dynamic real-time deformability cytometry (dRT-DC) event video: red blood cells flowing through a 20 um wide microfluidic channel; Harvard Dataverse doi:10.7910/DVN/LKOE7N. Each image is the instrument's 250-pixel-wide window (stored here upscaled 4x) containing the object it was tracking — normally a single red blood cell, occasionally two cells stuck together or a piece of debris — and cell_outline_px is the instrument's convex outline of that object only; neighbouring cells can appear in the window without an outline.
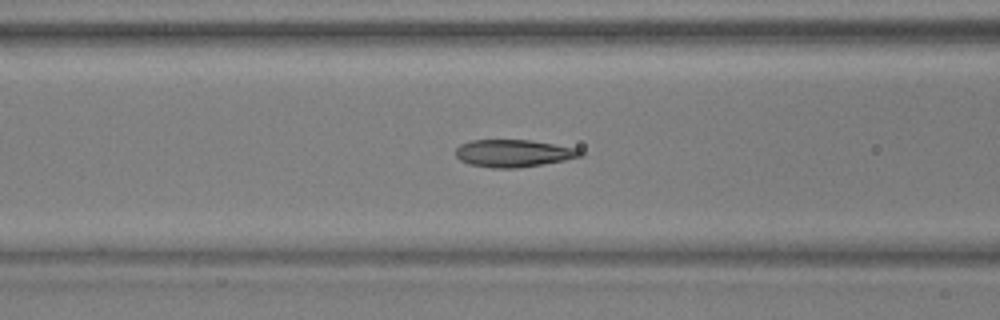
{"species": "common noctule bat (a hibernating species)", "species_latin": "Nyctalus noctula", "temperature_condition": "warm", "stored_images_in_passage": 54, "camera_frame_rate_fps": 3000, "um_per_image_px": 0.085, "animal": {"sex": "male", "body_mass_g": 17.9, "forearm_length_mm": 54.2}, "frame": {"image": 1, "passage_image": 22, "time_ms": 7.0, "image_size_px": [1000, 320], "cell_outline_px": [[584, 156], [544, 164], [516, 168], [492, 168], [468, 164], [460, 160], [456, 156], [456, 148], [460, 144], [472, 140], [532, 140], [576, 148], [584, 152]], "centroid_in_image_um": [43.65, 13.03], "position_along_channel_um": 123.0, "area_um2": 20.0}}
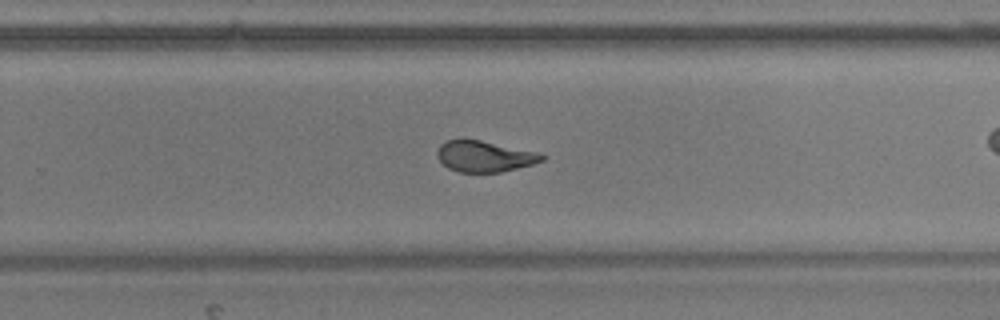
{"frame": {"image": 2, "passage_image": 35, "time_ms": 11.333, "image_size_px": [1000, 320], "cell_outline_px": [[544, 160], [532, 164], [500, 172], [460, 172], [448, 168], [436, 156], [436, 152], [440, 144], [448, 140], [460, 136], [464, 136], [536, 152], [544, 156]], "centroid_in_image_um": [41.1, 13.25], "position_along_channel_um": 288.7, "area_um2": 19.19}}
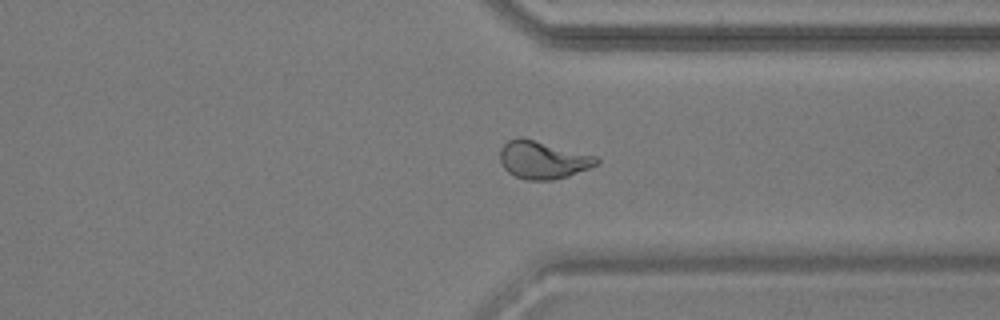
{"frame": {"image": 3, "passage_image": 41, "time_ms": 13.333, "image_size_px": [1000, 320], "cell_outline_px": [[600, 164], [568, 176], [552, 180], [528, 180], [516, 176], [508, 172], [504, 168], [500, 160], [500, 148], [508, 140], [516, 136], [524, 136], [596, 156], [600, 160]], "centroid_in_image_um": [46.14, 13.56], "position_along_channel_um": 365.3, "area_um2": 21.56}, "authors_computed_cell_mechanics": {"area_um2": 20.1144, "velocity_mm_per_s": 3.8244, "shape_relaxation_time_tau1_ms": 5.7705, "shape_relaxation_time_tau2_ms": 1.1304, "deformation_change_tau1": 0.221, "deformation_change_tau2": 0.0852}}